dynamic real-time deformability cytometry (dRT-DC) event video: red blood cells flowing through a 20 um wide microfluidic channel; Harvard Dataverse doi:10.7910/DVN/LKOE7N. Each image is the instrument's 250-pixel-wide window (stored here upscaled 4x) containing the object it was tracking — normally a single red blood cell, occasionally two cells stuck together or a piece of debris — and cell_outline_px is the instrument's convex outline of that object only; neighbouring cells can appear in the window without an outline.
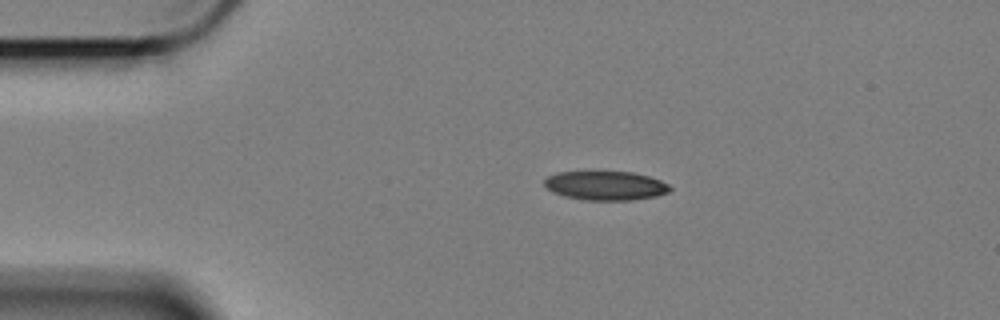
{"species": "Egyptian fruit bat (a non-hibernating species)", "species_latin": "Rousettus aegyptiacus", "temperature_condition": "cold", "stored_images_in_passage": 48, "camera_frame_rate_fps": 3000, "um_per_image_px": 0.085, "animal": {"sex": "female"}, "frame": {"image": 1, "passage_image": 1, "time_ms": 0.0, "image_size_px": [1000, 320], "cell_outline_px": [[672, 188], [668, 192], [656, 196], [632, 200], [584, 200], [564, 196], [552, 192], [544, 184], [544, 180], [548, 176], [556, 172], [632, 172], [648, 176], [660, 180], [668, 184]], "centroid_in_image_um": [51.46, 15.78], "position_along_channel_um": 33.5, "area_um2": 21.21}}
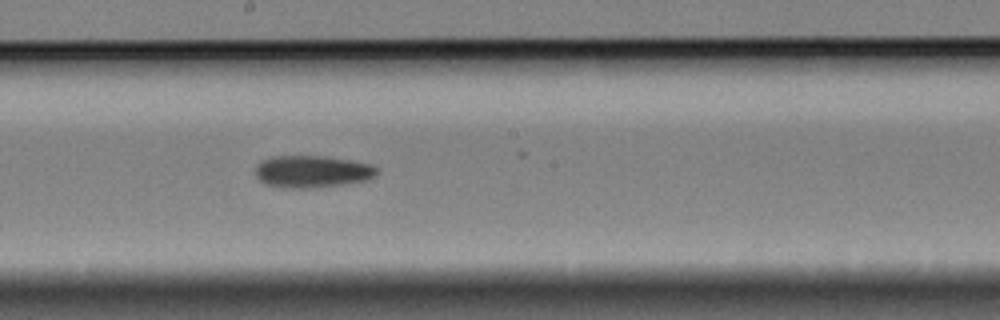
{"frame": {"image": 2, "passage_image": 21, "time_ms": 6.667, "image_size_px": [1000, 320], "cell_outline_px": [[376, 176], [364, 180], [344, 184], [316, 188], [280, 188], [264, 184], [256, 176], [256, 168], [264, 160], [272, 156], [324, 156], [372, 164], [376, 168]], "centroid_in_image_um": [26.51, 14.6], "position_along_channel_um": 221.7, "area_um2": 22.66}}
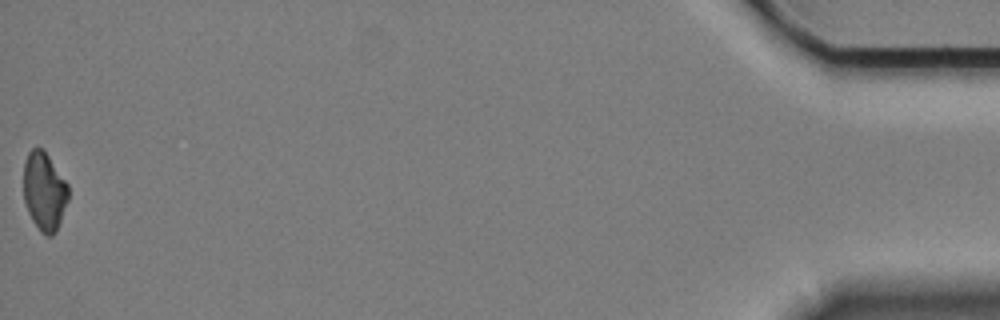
{"frame": {"image": 3, "passage_image": 48, "time_ms": 15.667, "image_size_px": [1000, 320], "cell_outline_px": [[68, 200], [56, 232], [52, 236], [48, 236], [40, 232], [32, 220], [28, 212], [24, 200], [24, 160], [28, 152], [32, 148], [44, 148], [68, 184]], "centroid_in_image_um": [3.76, 16.25], "position_along_channel_um": 431.4, "area_um2": 20.63}}